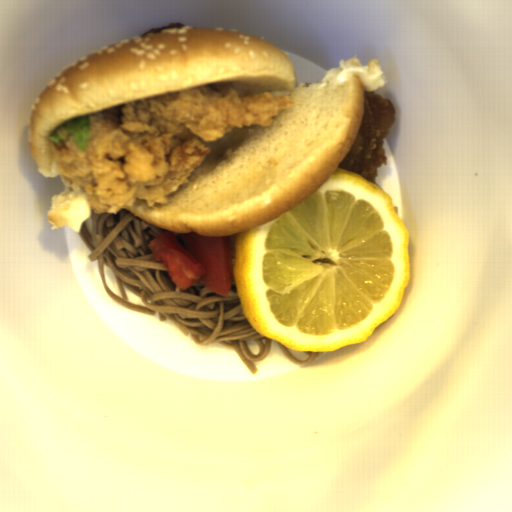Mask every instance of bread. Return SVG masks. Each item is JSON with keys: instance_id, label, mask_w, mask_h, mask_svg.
Segmentation results:
<instances>
[{"instance_id": "8d2b1439", "label": "bread", "mask_w": 512, "mask_h": 512, "mask_svg": "<svg viewBox=\"0 0 512 512\" xmlns=\"http://www.w3.org/2000/svg\"><path fill=\"white\" fill-rule=\"evenodd\" d=\"M320 81L297 86L287 54L236 28L184 26L136 35L82 55L34 99L28 143L38 172L56 178L50 136L75 118L129 102L232 83L238 95L269 91L294 100L270 126L233 127L210 147L164 204L136 199L131 215L172 232L233 237L283 215L326 182L353 148L365 93L385 76L378 59L337 62Z\"/></svg>"}, {"instance_id": "cb027b5d", "label": "bread", "mask_w": 512, "mask_h": 512, "mask_svg": "<svg viewBox=\"0 0 512 512\" xmlns=\"http://www.w3.org/2000/svg\"><path fill=\"white\" fill-rule=\"evenodd\" d=\"M64 190L60 195L51 197V205L47 211L51 228L68 226L79 233L80 224L90 218L93 209L89 206L83 188L63 178Z\"/></svg>"}]
</instances>
